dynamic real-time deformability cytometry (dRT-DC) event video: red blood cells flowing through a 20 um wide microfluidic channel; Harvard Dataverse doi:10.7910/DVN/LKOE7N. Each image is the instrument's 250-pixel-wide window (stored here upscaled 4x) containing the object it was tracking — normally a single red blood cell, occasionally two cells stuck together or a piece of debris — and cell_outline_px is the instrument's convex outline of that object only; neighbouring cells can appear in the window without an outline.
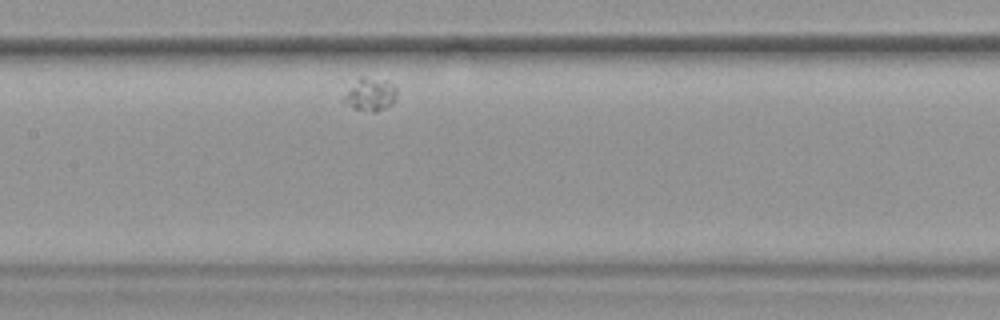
{"species": "common noctule bat (a hibernating species)", "species_latin": "Nyctalus noctula", "temperature_condition": "warm", "stored_images_in_passage": 31, "camera_frame_rate_fps": 3000, "um_per_image_px": 0.085, "animal": {"sex": "female", "body_mass_g": 19.9}, "frame": {"image": 1, "passage_image": 12, "time_ms": 3.667, "image_size_px": [1000, 320], "cell_outline_px": [[396, 100], [392, 104], [376, 112], [372, 112], [352, 108], [340, 100], [360, 76], [364, 76], [388, 80], [396, 84]], "centroid_in_image_um": [31.5, 8.02], "position_along_channel_um": 175.9, "area_um2": 10.4}}